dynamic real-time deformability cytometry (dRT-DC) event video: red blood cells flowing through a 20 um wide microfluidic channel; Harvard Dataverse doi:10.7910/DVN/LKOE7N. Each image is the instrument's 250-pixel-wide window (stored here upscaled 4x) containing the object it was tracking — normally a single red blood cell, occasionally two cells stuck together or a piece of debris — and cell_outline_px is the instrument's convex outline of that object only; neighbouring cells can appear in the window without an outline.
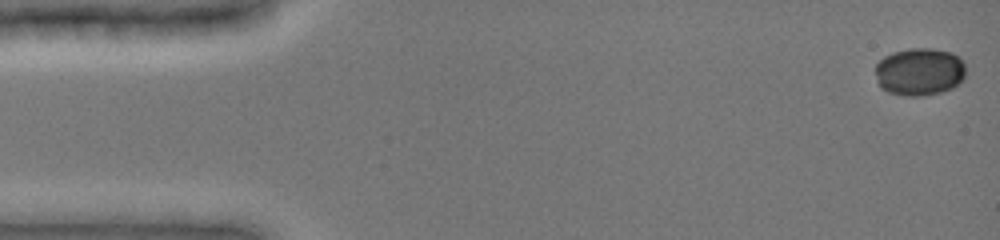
{"species": "common noctule bat (a hibernating species)", "species_latin": "Nyctalus noctula", "temperature_condition": "cold", "stored_images_in_passage": 48, "camera_frame_rate_fps": 3000, "um_per_image_px": 0.085, "animal": {"sex": "female", "body_mass_g": 19.0, "forearm_length_mm": 51.5}, "frame": {"image": 1, "passage_image": 1, "time_ms": 0.0, "image_size_px": [1000, 240], "cell_outline_px": [[964, 80], [960, 84], [952, 88], [940, 92], [924, 96], [908, 96], [888, 92], [880, 88], [876, 80], [876, 64], [884, 56], [892, 52], [908, 48], [932, 48], [952, 52], [964, 64]], "centroid_in_image_um": [78.14, 6.1], "position_along_channel_um": 6.9, "area_um2": 25.37}}
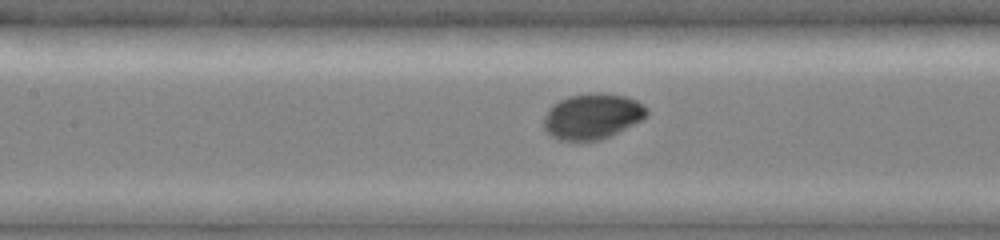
{"frame": {"image": 2, "passage_image": 22, "time_ms": 7.0, "image_size_px": [1000, 240], "cell_outline_px": [[648, 116], [600, 140], [560, 140], [552, 136], [544, 128], [544, 116], [548, 108], [552, 104], [568, 96], [588, 92], [604, 92], [628, 96], [644, 104], [648, 108]], "centroid_in_image_um": [50.35, 9.84], "position_along_channel_um": 157.1, "area_um2": 27.46}}
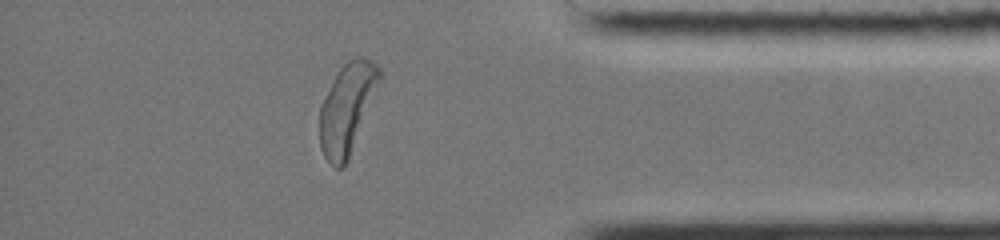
{"frame": {"image": 3, "passage_image": 42, "time_ms": 13.667, "image_size_px": [1000, 240], "cell_outline_px": [[380, 80], [348, 160], [340, 168], [336, 168], [324, 156], [320, 148], [320, 104], [340, 68], [348, 60], [360, 56], [372, 60], [380, 68]], "centroid_in_image_um": [29.48, 9.19], "position_along_channel_um": 405.7, "area_um2": 30.63}, "authors_computed_cell_mechanics": {"area_um2": 27.3105, "velocity_mm_per_s": 3.9309, "shape_relaxation_time_tau1_ms": 0.6607, "shape_relaxation_time_tau2_ms": null, "deformation_change_tau1": 0.0224, "deformation_change_tau2": null}}